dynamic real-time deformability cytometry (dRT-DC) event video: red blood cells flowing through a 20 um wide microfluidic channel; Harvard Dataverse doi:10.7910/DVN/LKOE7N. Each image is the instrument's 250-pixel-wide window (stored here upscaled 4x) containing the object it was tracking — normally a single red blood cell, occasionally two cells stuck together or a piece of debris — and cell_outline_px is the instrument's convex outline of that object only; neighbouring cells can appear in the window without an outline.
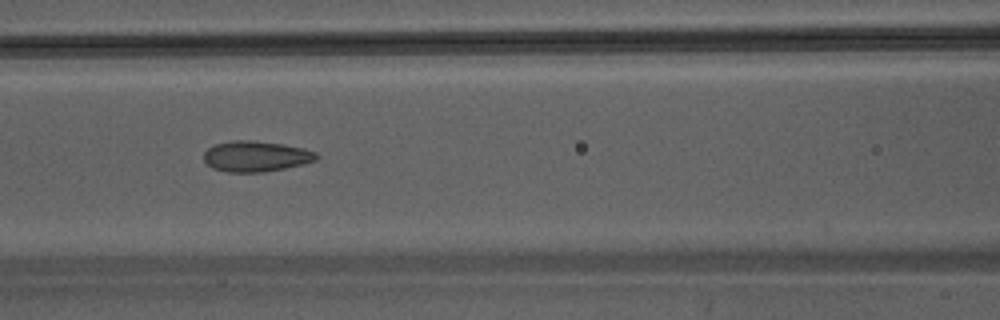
{"species": "Egyptian fruit bat (a non-hibernating species)", "species_latin": "Rousettus aegyptiacus", "temperature_condition": "warm", "stored_images_in_passage": 45, "camera_frame_rate_fps": 3000, "um_per_image_px": 0.085, "animal": {"sex": "male"}, "frame": {"image": 1, "passage_image": 20, "time_ms": 6.333, "image_size_px": [1000, 320], "cell_outline_px": [[320, 156], [316, 160], [304, 164], [264, 172], [228, 172], [212, 168], [204, 160], [204, 152], [208, 148], [216, 144], [232, 140], [252, 140], [284, 144], [304, 148], [316, 152]], "centroid_in_image_um": [21.78, 13.28], "position_along_channel_um": 144.8, "area_um2": 20.23}}
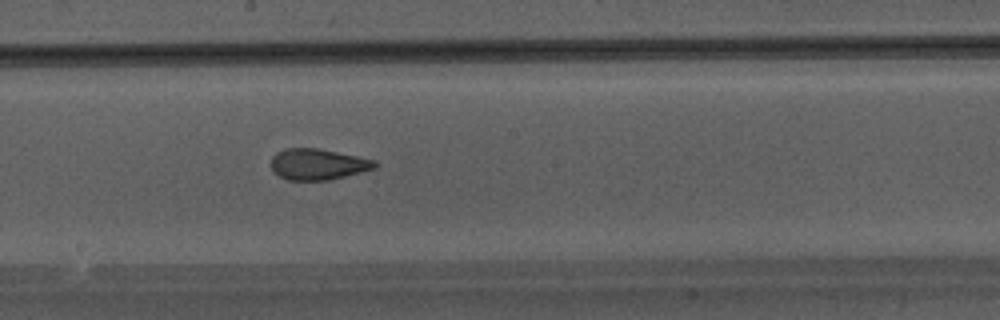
{"frame": {"image": 2, "passage_image": 25, "time_ms": 8.0, "image_size_px": [1000, 320], "cell_outline_px": [[376, 168], [328, 180], [288, 180], [272, 172], [272, 156], [276, 152], [288, 148], [320, 148], [376, 160]], "centroid_in_image_um": [27.0, 13.95], "position_along_channel_um": 221.2, "area_um2": 18.73}}
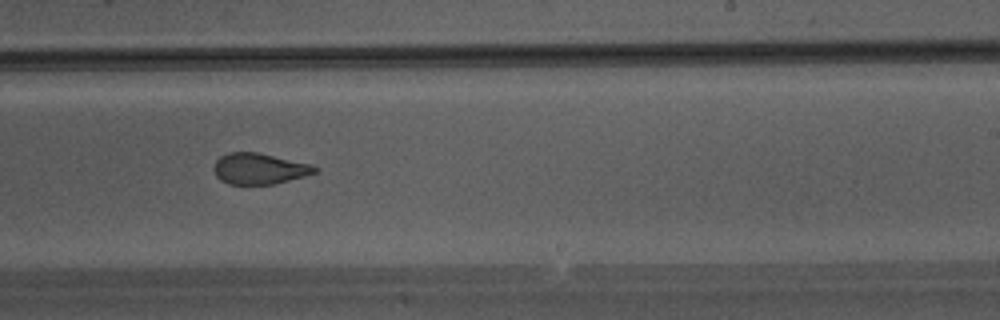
{"frame": {"image": 3, "passage_image": 28, "time_ms": 9.0, "image_size_px": [1000, 320], "cell_outline_px": [[320, 168], [316, 172], [304, 176], [272, 184], [228, 184], [220, 180], [216, 176], [212, 168], [216, 160], [220, 156], [228, 152], [256, 152], [312, 164]], "centroid_in_image_um": [22.01, 14.33], "position_along_channel_um": 267.0, "area_um2": 18.26}}